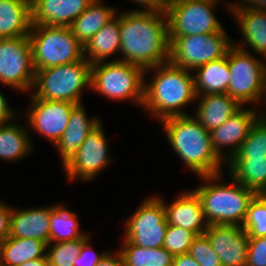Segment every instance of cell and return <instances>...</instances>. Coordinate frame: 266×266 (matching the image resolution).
<instances>
[{
    "label": "cell",
    "instance_id": "277c9868",
    "mask_svg": "<svg viewBox=\"0 0 266 266\" xmlns=\"http://www.w3.org/2000/svg\"><path fill=\"white\" fill-rule=\"evenodd\" d=\"M231 185L208 184L194 189L200 198L204 211L205 221L208 225H239L243 224L248 206L257 194L254 190L246 188L236 179ZM241 222V223H240Z\"/></svg>",
    "mask_w": 266,
    "mask_h": 266
},
{
    "label": "cell",
    "instance_id": "8992f818",
    "mask_svg": "<svg viewBox=\"0 0 266 266\" xmlns=\"http://www.w3.org/2000/svg\"><path fill=\"white\" fill-rule=\"evenodd\" d=\"M91 87V64L81 60L35 71L32 95L43 100L66 101L81 104L84 86Z\"/></svg>",
    "mask_w": 266,
    "mask_h": 266
},
{
    "label": "cell",
    "instance_id": "9a60e30c",
    "mask_svg": "<svg viewBox=\"0 0 266 266\" xmlns=\"http://www.w3.org/2000/svg\"><path fill=\"white\" fill-rule=\"evenodd\" d=\"M204 234L222 266H246L248 235L241 225L211 224Z\"/></svg>",
    "mask_w": 266,
    "mask_h": 266
},
{
    "label": "cell",
    "instance_id": "2e32d148",
    "mask_svg": "<svg viewBox=\"0 0 266 266\" xmlns=\"http://www.w3.org/2000/svg\"><path fill=\"white\" fill-rule=\"evenodd\" d=\"M256 113L253 109L243 110L241 108L219 127L210 131L212 148L220 159L224 158L226 160L227 158V160H230L235 155L248 136L252 124L256 121ZM222 145L232 146V151H229V156H225L226 158L221 153L220 147Z\"/></svg>",
    "mask_w": 266,
    "mask_h": 266
},
{
    "label": "cell",
    "instance_id": "484cf974",
    "mask_svg": "<svg viewBox=\"0 0 266 266\" xmlns=\"http://www.w3.org/2000/svg\"><path fill=\"white\" fill-rule=\"evenodd\" d=\"M47 245L32 238L8 237L0 245V266H17L45 257Z\"/></svg>",
    "mask_w": 266,
    "mask_h": 266
},
{
    "label": "cell",
    "instance_id": "ffe728a7",
    "mask_svg": "<svg viewBox=\"0 0 266 266\" xmlns=\"http://www.w3.org/2000/svg\"><path fill=\"white\" fill-rule=\"evenodd\" d=\"M99 124L97 118H87L82 104L72 109L65 132L55 145L61 154L63 166L72 159L87 135Z\"/></svg>",
    "mask_w": 266,
    "mask_h": 266
},
{
    "label": "cell",
    "instance_id": "8fae6325",
    "mask_svg": "<svg viewBox=\"0 0 266 266\" xmlns=\"http://www.w3.org/2000/svg\"><path fill=\"white\" fill-rule=\"evenodd\" d=\"M124 240L142 248H162L167 231L164 201L151 197L127 221Z\"/></svg>",
    "mask_w": 266,
    "mask_h": 266
},
{
    "label": "cell",
    "instance_id": "4316f807",
    "mask_svg": "<svg viewBox=\"0 0 266 266\" xmlns=\"http://www.w3.org/2000/svg\"><path fill=\"white\" fill-rule=\"evenodd\" d=\"M232 177L257 194L266 193V157L231 158Z\"/></svg>",
    "mask_w": 266,
    "mask_h": 266
},
{
    "label": "cell",
    "instance_id": "e0dca14e",
    "mask_svg": "<svg viewBox=\"0 0 266 266\" xmlns=\"http://www.w3.org/2000/svg\"><path fill=\"white\" fill-rule=\"evenodd\" d=\"M92 1L31 0L32 24L69 27Z\"/></svg>",
    "mask_w": 266,
    "mask_h": 266
},
{
    "label": "cell",
    "instance_id": "83f0119b",
    "mask_svg": "<svg viewBox=\"0 0 266 266\" xmlns=\"http://www.w3.org/2000/svg\"><path fill=\"white\" fill-rule=\"evenodd\" d=\"M240 23L245 42L257 54L266 57V11L230 9Z\"/></svg>",
    "mask_w": 266,
    "mask_h": 266
},
{
    "label": "cell",
    "instance_id": "4dcf8cb0",
    "mask_svg": "<svg viewBox=\"0 0 266 266\" xmlns=\"http://www.w3.org/2000/svg\"><path fill=\"white\" fill-rule=\"evenodd\" d=\"M76 213L70 212L61 205L51 207L50 215V242H60L88 237L79 232Z\"/></svg>",
    "mask_w": 266,
    "mask_h": 266
},
{
    "label": "cell",
    "instance_id": "44dd1931",
    "mask_svg": "<svg viewBox=\"0 0 266 266\" xmlns=\"http://www.w3.org/2000/svg\"><path fill=\"white\" fill-rule=\"evenodd\" d=\"M199 100L195 118L209 132L219 127L243 107L227 93L203 94Z\"/></svg>",
    "mask_w": 266,
    "mask_h": 266
},
{
    "label": "cell",
    "instance_id": "bcb514c9",
    "mask_svg": "<svg viewBox=\"0 0 266 266\" xmlns=\"http://www.w3.org/2000/svg\"><path fill=\"white\" fill-rule=\"evenodd\" d=\"M265 92V94H264ZM266 95V65L264 67V72H263V85H262V96Z\"/></svg>",
    "mask_w": 266,
    "mask_h": 266
},
{
    "label": "cell",
    "instance_id": "7402d4cb",
    "mask_svg": "<svg viewBox=\"0 0 266 266\" xmlns=\"http://www.w3.org/2000/svg\"><path fill=\"white\" fill-rule=\"evenodd\" d=\"M31 27L30 0H0V39L29 35Z\"/></svg>",
    "mask_w": 266,
    "mask_h": 266
},
{
    "label": "cell",
    "instance_id": "b9f144b4",
    "mask_svg": "<svg viewBox=\"0 0 266 266\" xmlns=\"http://www.w3.org/2000/svg\"><path fill=\"white\" fill-rule=\"evenodd\" d=\"M16 114L8 107V103L4 96L0 93V122L8 123V120L14 119Z\"/></svg>",
    "mask_w": 266,
    "mask_h": 266
},
{
    "label": "cell",
    "instance_id": "4fadbf2b",
    "mask_svg": "<svg viewBox=\"0 0 266 266\" xmlns=\"http://www.w3.org/2000/svg\"><path fill=\"white\" fill-rule=\"evenodd\" d=\"M101 123L92 130L80 145L77 153L65 165L69 179L82 178L90 180L110 162L107 154V139Z\"/></svg>",
    "mask_w": 266,
    "mask_h": 266
},
{
    "label": "cell",
    "instance_id": "74e56055",
    "mask_svg": "<svg viewBox=\"0 0 266 266\" xmlns=\"http://www.w3.org/2000/svg\"><path fill=\"white\" fill-rule=\"evenodd\" d=\"M88 242L89 240L82 245L78 257L74 260V266H97L101 258L105 255V252H102V254H97L96 252L93 255V249L87 244Z\"/></svg>",
    "mask_w": 266,
    "mask_h": 266
},
{
    "label": "cell",
    "instance_id": "d6a6232c",
    "mask_svg": "<svg viewBox=\"0 0 266 266\" xmlns=\"http://www.w3.org/2000/svg\"><path fill=\"white\" fill-rule=\"evenodd\" d=\"M89 237H80L79 239L50 242L46 249V253L50 266H74V260L78 257L82 245L88 241ZM53 246H52V245ZM51 245V246H50ZM50 248V249H49Z\"/></svg>",
    "mask_w": 266,
    "mask_h": 266
},
{
    "label": "cell",
    "instance_id": "3957f363",
    "mask_svg": "<svg viewBox=\"0 0 266 266\" xmlns=\"http://www.w3.org/2000/svg\"><path fill=\"white\" fill-rule=\"evenodd\" d=\"M149 69H155L157 73L150 86H144V107L156 114L160 121L173 116H186L181 107L198 99L194 77L189 70L170 61Z\"/></svg>",
    "mask_w": 266,
    "mask_h": 266
},
{
    "label": "cell",
    "instance_id": "ee69618b",
    "mask_svg": "<svg viewBox=\"0 0 266 266\" xmlns=\"http://www.w3.org/2000/svg\"><path fill=\"white\" fill-rule=\"evenodd\" d=\"M249 5H231L230 9H253V10H259V11H266V0H245Z\"/></svg>",
    "mask_w": 266,
    "mask_h": 266
},
{
    "label": "cell",
    "instance_id": "7a4b0ae2",
    "mask_svg": "<svg viewBox=\"0 0 266 266\" xmlns=\"http://www.w3.org/2000/svg\"><path fill=\"white\" fill-rule=\"evenodd\" d=\"M169 143L189 168L204 180L220 178L221 160L211 145L210 132L189 115L163 119Z\"/></svg>",
    "mask_w": 266,
    "mask_h": 266
},
{
    "label": "cell",
    "instance_id": "9c48e42d",
    "mask_svg": "<svg viewBox=\"0 0 266 266\" xmlns=\"http://www.w3.org/2000/svg\"><path fill=\"white\" fill-rule=\"evenodd\" d=\"M219 0H185L166 8L169 37L211 34L222 30L213 9Z\"/></svg>",
    "mask_w": 266,
    "mask_h": 266
},
{
    "label": "cell",
    "instance_id": "52a82bcc",
    "mask_svg": "<svg viewBox=\"0 0 266 266\" xmlns=\"http://www.w3.org/2000/svg\"><path fill=\"white\" fill-rule=\"evenodd\" d=\"M143 67L125 61L114 60L108 63L91 65V89L113 99H134L143 105Z\"/></svg>",
    "mask_w": 266,
    "mask_h": 266
},
{
    "label": "cell",
    "instance_id": "d6986e66",
    "mask_svg": "<svg viewBox=\"0 0 266 266\" xmlns=\"http://www.w3.org/2000/svg\"><path fill=\"white\" fill-rule=\"evenodd\" d=\"M51 207L15 211L12 209L9 237L32 238L50 243Z\"/></svg>",
    "mask_w": 266,
    "mask_h": 266
},
{
    "label": "cell",
    "instance_id": "ba28073f",
    "mask_svg": "<svg viewBox=\"0 0 266 266\" xmlns=\"http://www.w3.org/2000/svg\"><path fill=\"white\" fill-rule=\"evenodd\" d=\"M169 40V61L186 70H195L226 56L233 45L223 29L211 34L169 37Z\"/></svg>",
    "mask_w": 266,
    "mask_h": 266
},
{
    "label": "cell",
    "instance_id": "7dc6e473",
    "mask_svg": "<svg viewBox=\"0 0 266 266\" xmlns=\"http://www.w3.org/2000/svg\"><path fill=\"white\" fill-rule=\"evenodd\" d=\"M178 1H185V0H168V4H169V3L178 2Z\"/></svg>",
    "mask_w": 266,
    "mask_h": 266
},
{
    "label": "cell",
    "instance_id": "8d00e7d4",
    "mask_svg": "<svg viewBox=\"0 0 266 266\" xmlns=\"http://www.w3.org/2000/svg\"><path fill=\"white\" fill-rule=\"evenodd\" d=\"M246 266H266V237H248Z\"/></svg>",
    "mask_w": 266,
    "mask_h": 266
},
{
    "label": "cell",
    "instance_id": "f35d334b",
    "mask_svg": "<svg viewBox=\"0 0 266 266\" xmlns=\"http://www.w3.org/2000/svg\"><path fill=\"white\" fill-rule=\"evenodd\" d=\"M12 208L0 202V245L9 237Z\"/></svg>",
    "mask_w": 266,
    "mask_h": 266
},
{
    "label": "cell",
    "instance_id": "e575fe53",
    "mask_svg": "<svg viewBox=\"0 0 266 266\" xmlns=\"http://www.w3.org/2000/svg\"><path fill=\"white\" fill-rule=\"evenodd\" d=\"M196 236L191 230L168 224L163 247L173 256L185 254Z\"/></svg>",
    "mask_w": 266,
    "mask_h": 266
},
{
    "label": "cell",
    "instance_id": "7c38bea8",
    "mask_svg": "<svg viewBox=\"0 0 266 266\" xmlns=\"http://www.w3.org/2000/svg\"><path fill=\"white\" fill-rule=\"evenodd\" d=\"M34 78L29 35L0 39V82L27 91L33 89Z\"/></svg>",
    "mask_w": 266,
    "mask_h": 266
},
{
    "label": "cell",
    "instance_id": "ac0fdd59",
    "mask_svg": "<svg viewBox=\"0 0 266 266\" xmlns=\"http://www.w3.org/2000/svg\"><path fill=\"white\" fill-rule=\"evenodd\" d=\"M164 207L168 224L191 230L196 235L206 231L208 224L204 221L202 204L193 190L184 192L170 206L164 203Z\"/></svg>",
    "mask_w": 266,
    "mask_h": 266
},
{
    "label": "cell",
    "instance_id": "f6af8a7d",
    "mask_svg": "<svg viewBox=\"0 0 266 266\" xmlns=\"http://www.w3.org/2000/svg\"><path fill=\"white\" fill-rule=\"evenodd\" d=\"M17 266H50L47 256L41 257L34 260H29L23 264H19Z\"/></svg>",
    "mask_w": 266,
    "mask_h": 266
},
{
    "label": "cell",
    "instance_id": "836d02e7",
    "mask_svg": "<svg viewBox=\"0 0 266 266\" xmlns=\"http://www.w3.org/2000/svg\"><path fill=\"white\" fill-rule=\"evenodd\" d=\"M242 227L248 237H266V193L251 200Z\"/></svg>",
    "mask_w": 266,
    "mask_h": 266
},
{
    "label": "cell",
    "instance_id": "60d3db41",
    "mask_svg": "<svg viewBox=\"0 0 266 266\" xmlns=\"http://www.w3.org/2000/svg\"><path fill=\"white\" fill-rule=\"evenodd\" d=\"M111 255L112 254L105 253L97 266H123V260L120 251L117 252V255Z\"/></svg>",
    "mask_w": 266,
    "mask_h": 266
},
{
    "label": "cell",
    "instance_id": "6da1fadb",
    "mask_svg": "<svg viewBox=\"0 0 266 266\" xmlns=\"http://www.w3.org/2000/svg\"><path fill=\"white\" fill-rule=\"evenodd\" d=\"M120 53L123 59L145 70L170 58L166 11L139 10L120 15Z\"/></svg>",
    "mask_w": 266,
    "mask_h": 266
},
{
    "label": "cell",
    "instance_id": "d4e9b609",
    "mask_svg": "<svg viewBox=\"0 0 266 266\" xmlns=\"http://www.w3.org/2000/svg\"><path fill=\"white\" fill-rule=\"evenodd\" d=\"M115 9L104 7L100 0H93L88 8L69 26L84 46L104 25L115 17Z\"/></svg>",
    "mask_w": 266,
    "mask_h": 266
},
{
    "label": "cell",
    "instance_id": "603a6c76",
    "mask_svg": "<svg viewBox=\"0 0 266 266\" xmlns=\"http://www.w3.org/2000/svg\"><path fill=\"white\" fill-rule=\"evenodd\" d=\"M116 17L104 25L83 46V56L91 65L103 62L115 52L120 51V16Z\"/></svg>",
    "mask_w": 266,
    "mask_h": 266
},
{
    "label": "cell",
    "instance_id": "1f68e13d",
    "mask_svg": "<svg viewBox=\"0 0 266 266\" xmlns=\"http://www.w3.org/2000/svg\"><path fill=\"white\" fill-rule=\"evenodd\" d=\"M263 115L252 124L248 136L232 158L266 157V117Z\"/></svg>",
    "mask_w": 266,
    "mask_h": 266
},
{
    "label": "cell",
    "instance_id": "d590c367",
    "mask_svg": "<svg viewBox=\"0 0 266 266\" xmlns=\"http://www.w3.org/2000/svg\"><path fill=\"white\" fill-rule=\"evenodd\" d=\"M188 253L200 266H222L219 256L205 234L197 235L194 238Z\"/></svg>",
    "mask_w": 266,
    "mask_h": 266
},
{
    "label": "cell",
    "instance_id": "5bb4252c",
    "mask_svg": "<svg viewBox=\"0 0 266 266\" xmlns=\"http://www.w3.org/2000/svg\"><path fill=\"white\" fill-rule=\"evenodd\" d=\"M31 100L32 108L28 114L30 126L56 145L65 132L72 109L77 104L43 100L33 95Z\"/></svg>",
    "mask_w": 266,
    "mask_h": 266
},
{
    "label": "cell",
    "instance_id": "30bf717a",
    "mask_svg": "<svg viewBox=\"0 0 266 266\" xmlns=\"http://www.w3.org/2000/svg\"><path fill=\"white\" fill-rule=\"evenodd\" d=\"M228 50V68L231 78L227 94L241 105L256 102L262 97L265 64L253 58L239 45Z\"/></svg>",
    "mask_w": 266,
    "mask_h": 266
},
{
    "label": "cell",
    "instance_id": "5b68a950",
    "mask_svg": "<svg viewBox=\"0 0 266 266\" xmlns=\"http://www.w3.org/2000/svg\"><path fill=\"white\" fill-rule=\"evenodd\" d=\"M29 40L34 70L81 60L83 45L67 26L32 24Z\"/></svg>",
    "mask_w": 266,
    "mask_h": 266
},
{
    "label": "cell",
    "instance_id": "7bdbcfd3",
    "mask_svg": "<svg viewBox=\"0 0 266 266\" xmlns=\"http://www.w3.org/2000/svg\"><path fill=\"white\" fill-rule=\"evenodd\" d=\"M172 266H200L198 262L189 254L175 255Z\"/></svg>",
    "mask_w": 266,
    "mask_h": 266
},
{
    "label": "cell",
    "instance_id": "cb8c5ba5",
    "mask_svg": "<svg viewBox=\"0 0 266 266\" xmlns=\"http://www.w3.org/2000/svg\"><path fill=\"white\" fill-rule=\"evenodd\" d=\"M195 70H198L194 78L196 97L203 94L227 93L231 78L228 52L226 56L201 65Z\"/></svg>",
    "mask_w": 266,
    "mask_h": 266
},
{
    "label": "cell",
    "instance_id": "f546056e",
    "mask_svg": "<svg viewBox=\"0 0 266 266\" xmlns=\"http://www.w3.org/2000/svg\"><path fill=\"white\" fill-rule=\"evenodd\" d=\"M4 123L0 122V158L15 161L32 151L27 131L15 123Z\"/></svg>",
    "mask_w": 266,
    "mask_h": 266
},
{
    "label": "cell",
    "instance_id": "f1b7e54d",
    "mask_svg": "<svg viewBox=\"0 0 266 266\" xmlns=\"http://www.w3.org/2000/svg\"><path fill=\"white\" fill-rule=\"evenodd\" d=\"M124 247L119 250L123 266H172L174 256L164 247L142 248L124 240Z\"/></svg>",
    "mask_w": 266,
    "mask_h": 266
},
{
    "label": "cell",
    "instance_id": "ab89813d",
    "mask_svg": "<svg viewBox=\"0 0 266 266\" xmlns=\"http://www.w3.org/2000/svg\"><path fill=\"white\" fill-rule=\"evenodd\" d=\"M137 4L144 5L147 10L166 11L168 0H133Z\"/></svg>",
    "mask_w": 266,
    "mask_h": 266
}]
</instances>
